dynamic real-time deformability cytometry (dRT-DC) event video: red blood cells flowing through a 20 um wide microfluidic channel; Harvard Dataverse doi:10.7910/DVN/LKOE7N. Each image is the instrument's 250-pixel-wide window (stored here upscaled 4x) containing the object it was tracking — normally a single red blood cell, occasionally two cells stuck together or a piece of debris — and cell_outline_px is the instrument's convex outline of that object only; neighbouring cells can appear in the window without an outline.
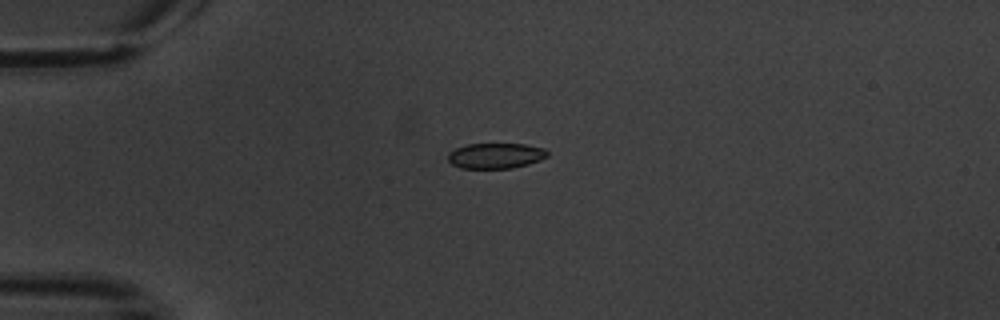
{"species": "common noctule bat (a hibernating species)", "species_latin": "Nyctalus noctula", "temperature_condition": "warm", "stored_images_in_passage": 3, "camera_frame_rate_fps": 3000, "um_per_image_px": 0.085, "animal": {"sex": "male", "body_mass_g": 20.1, "forearm_length_mm": 53.5}, "frame": {"image": 1, "passage_image": 1, "time_ms": 0.0, "image_size_px": [1000, 320], "cell_outline_px": [[548, 156], [540, 160], [528, 164], [512, 168], [460, 168], [452, 164], [448, 160], [448, 152], [456, 148], [468, 144], [524, 144], [544, 148], [548, 152]], "centroid_in_image_um": [42.13, 13.24], "position_along_channel_um": 42.9, "area_um2": 14.74}}
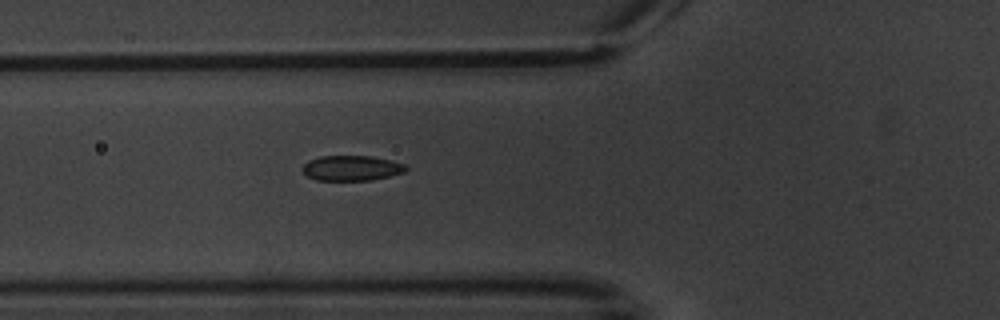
{"frame": {"image": 2, "passage_image": 3, "time_ms": 2.333, "image_size_px": [1000, 320], "cell_outline_px": [[408, 168], [404, 172], [372, 180], [316, 180], [308, 176], [300, 168], [308, 160], [320, 156], [372, 156], [404, 164]], "centroid_in_image_um": [29.84, 14.28], "position_along_channel_um": 96.0, "area_um2": 15.09}}